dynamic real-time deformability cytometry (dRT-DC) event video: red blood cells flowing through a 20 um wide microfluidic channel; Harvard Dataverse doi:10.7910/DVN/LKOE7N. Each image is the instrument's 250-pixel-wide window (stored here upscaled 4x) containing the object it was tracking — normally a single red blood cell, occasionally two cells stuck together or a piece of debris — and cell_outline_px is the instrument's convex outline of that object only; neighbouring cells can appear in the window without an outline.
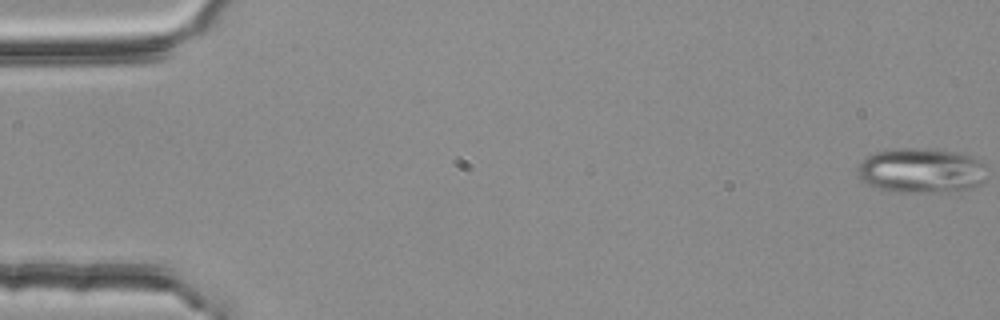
{"species": "common noctule bat (a hibernating species)", "species_latin": "Nyctalus noctula", "temperature_condition": "room temperature", "stored_images_in_passage": 4, "camera_frame_rate_fps": 3000, "um_per_image_px": 0.085, "animal": {"sex": "female", "body_mass_g": 25.1}, "frame": {"image": 1, "passage_image": 1, "time_ms": 0.0, "image_size_px": [1000, 320], "cell_outline_px": [[984, 180], [980, 184], [956, 192], [892, 192], [868, 184], [856, 172], [856, 168], [868, 156], [876, 152], [896, 148], [928, 148], [956, 152], [980, 160], [984, 164]], "centroid_in_image_um": [78.3, 14.5], "position_along_channel_um": 6.7, "area_um2": 33.76}}